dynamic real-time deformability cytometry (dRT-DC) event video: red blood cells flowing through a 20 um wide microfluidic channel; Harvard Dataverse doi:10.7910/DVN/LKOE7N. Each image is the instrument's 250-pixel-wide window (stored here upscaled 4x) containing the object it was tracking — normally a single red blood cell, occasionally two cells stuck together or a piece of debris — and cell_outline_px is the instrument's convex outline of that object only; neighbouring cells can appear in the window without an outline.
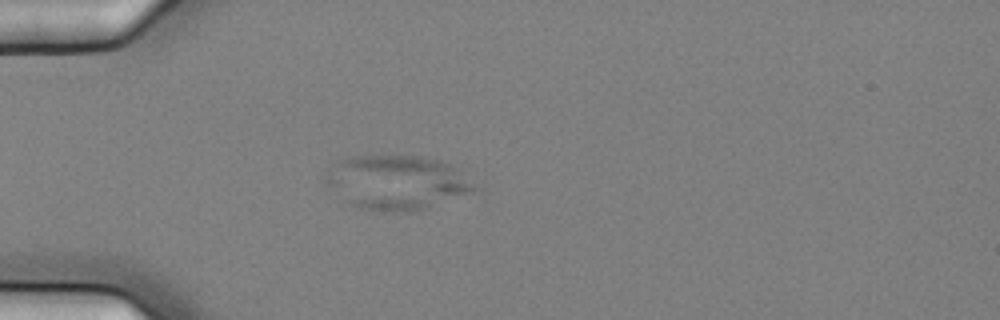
{"species": "common noctule bat (a hibernating species)", "species_latin": "Nyctalus noctula", "temperature_condition": "cold", "stored_images_in_passage": 5, "camera_frame_rate_fps": 3000, "um_per_image_px": 0.085, "animal": {"sex": "female", "body_mass_g": 25.1}, "frame": {"image": 1, "passage_image": 4, "time_ms": 1.0, "image_size_px": [1000, 320], "cell_outline_px": [[480, 188], [472, 192], [424, 208], [408, 212], [392, 212], [360, 208], [352, 204], [324, 184], [324, 176], [336, 160], [356, 156], [420, 156], [440, 160], [456, 168]], "centroid_in_image_um": [33.7, 15.49], "position_along_channel_um": 51.3, "area_um2": 46.64}}